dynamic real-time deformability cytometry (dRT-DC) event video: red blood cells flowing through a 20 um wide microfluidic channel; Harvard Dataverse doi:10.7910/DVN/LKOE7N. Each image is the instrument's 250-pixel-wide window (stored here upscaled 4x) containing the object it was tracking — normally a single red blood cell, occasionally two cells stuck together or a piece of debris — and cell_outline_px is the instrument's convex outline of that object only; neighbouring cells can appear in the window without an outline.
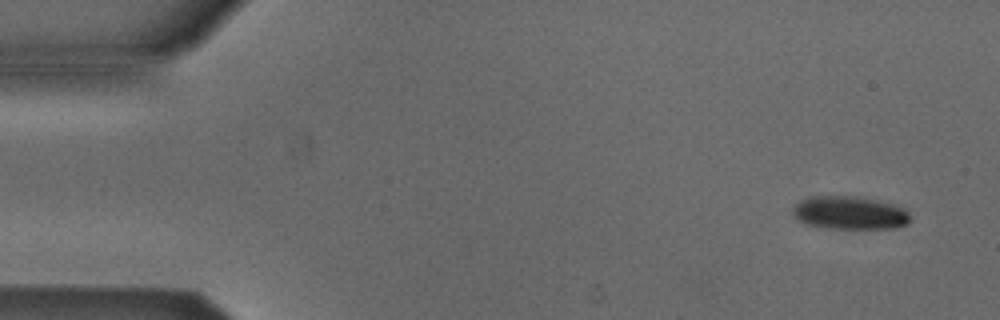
{"species": "Egyptian fruit bat (a non-hibernating species)", "species_latin": "Rousettus aegyptiacus", "temperature_condition": "cold", "stored_images_in_passage": 4, "camera_frame_rate_fps": 3000, "um_per_image_px": 0.085, "animal": {"sex": "male"}, "frame": {"image": 1, "passage_image": 1, "time_ms": 0.0, "image_size_px": [1000, 320], "cell_outline_px": [[908, 224], [892, 228], [832, 228], [808, 224], [800, 220], [792, 212], [792, 208], [800, 200], [812, 196], [856, 196], [876, 200], [892, 204], [904, 208], [908, 212]], "centroid_in_image_um": [72.22, 18.08], "position_along_channel_um": 12.8, "area_um2": 22.31}}
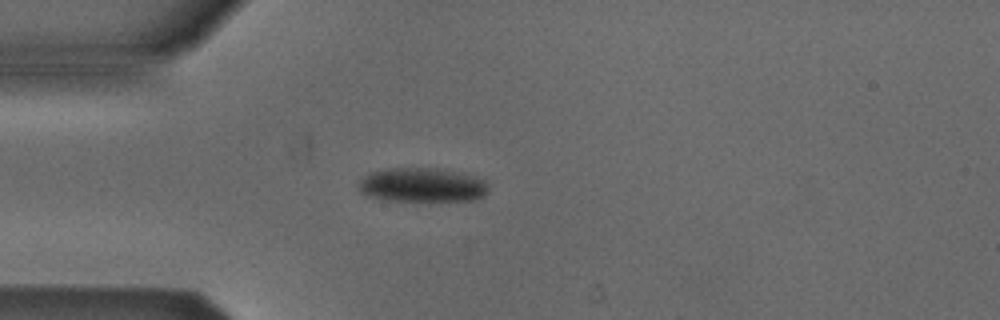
{"frame": {"image": 2, "passage_image": 4, "time_ms": 3.667, "image_size_px": [1000, 320], "cell_outline_px": [[488, 192], [484, 196], [476, 200], [384, 200], [368, 196], [360, 192], [360, 180], [368, 172], [388, 168], [436, 168], [472, 176], [484, 180], [488, 184]], "centroid_in_image_um": [35.87, 15.72], "position_along_channel_um": 49.1, "area_um2": 25.66}}